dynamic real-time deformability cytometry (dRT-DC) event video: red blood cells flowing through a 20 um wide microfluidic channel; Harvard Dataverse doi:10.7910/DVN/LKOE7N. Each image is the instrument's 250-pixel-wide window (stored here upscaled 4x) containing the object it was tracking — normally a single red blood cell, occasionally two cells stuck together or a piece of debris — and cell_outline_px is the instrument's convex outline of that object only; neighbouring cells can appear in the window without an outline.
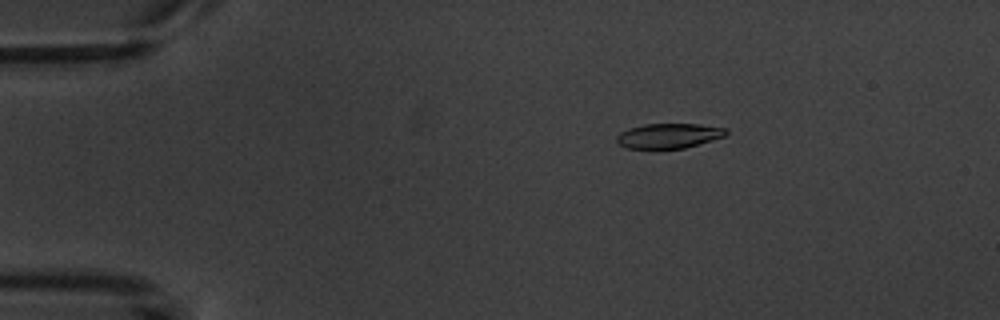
{"species": "common noctule bat (a hibernating species)", "species_latin": "Nyctalus noctula", "temperature_condition": "warm", "stored_images_in_passage": 4, "camera_frame_rate_fps": 3000, "um_per_image_px": 0.085, "animal": {"sex": "male", "body_mass_g": 20.1, "forearm_length_mm": 53.5}, "frame": {"image": 1, "passage_image": 2, "time_ms": 2.0, "image_size_px": [1000, 320], "cell_outline_px": [[728, 132], [724, 136], [712, 140], [684, 148], [656, 152], [628, 148], [620, 144], [616, 140], [616, 136], [620, 132], [628, 128], [644, 124], [700, 124], [728, 128]], "centroid_in_image_um": [56.8, 11.58], "position_along_channel_um": 28.2, "area_um2": 16.59}}